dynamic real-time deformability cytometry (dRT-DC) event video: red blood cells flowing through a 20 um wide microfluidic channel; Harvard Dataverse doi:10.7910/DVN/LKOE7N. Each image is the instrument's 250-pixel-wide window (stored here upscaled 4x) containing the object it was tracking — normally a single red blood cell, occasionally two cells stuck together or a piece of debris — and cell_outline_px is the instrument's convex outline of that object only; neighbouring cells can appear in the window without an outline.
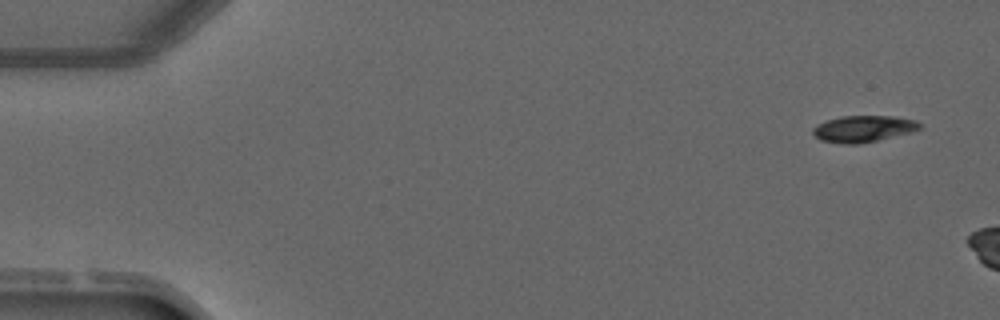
{"species": "common noctule bat (a hibernating species)", "species_latin": "Nyctalus noctula", "temperature_condition": "warm", "stored_images_in_passage": 2, "camera_frame_rate_fps": 3000, "um_per_image_px": 0.085, "animal": {"sex": "male", "forearm_length_mm": 52.5}, "frame": {"image": 1, "passage_image": 2, "time_ms": 1.333, "image_size_px": [1000, 320], "cell_outline_px": [[920, 128], [908, 132], [876, 140], [856, 144], [844, 144], [820, 140], [812, 132], [812, 128], [816, 124], [840, 116], [896, 116], [916, 120], [920, 124]], "centroid_in_image_um": [73.33, 10.93], "position_along_channel_um": 11.7, "area_um2": 16.24}}